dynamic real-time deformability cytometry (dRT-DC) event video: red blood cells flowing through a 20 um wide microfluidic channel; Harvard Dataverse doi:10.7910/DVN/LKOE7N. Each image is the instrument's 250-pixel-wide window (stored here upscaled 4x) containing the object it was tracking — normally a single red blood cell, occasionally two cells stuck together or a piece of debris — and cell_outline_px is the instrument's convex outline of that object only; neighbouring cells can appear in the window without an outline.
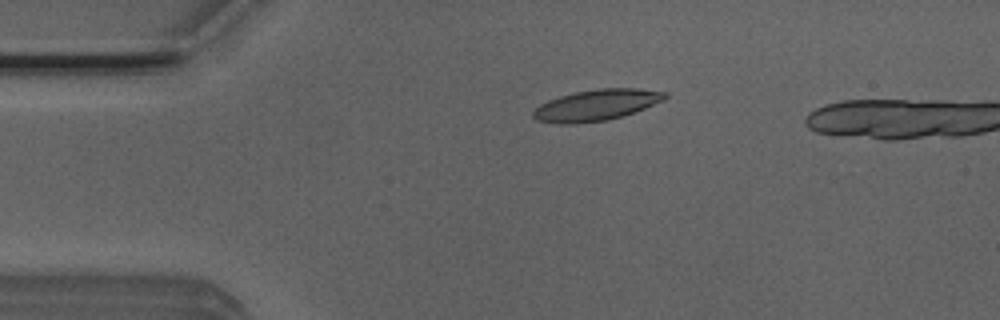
{"species": "Egyptian fruit bat (a non-hibernating species)", "species_latin": "Rousettus aegyptiacus", "temperature_condition": "room temperature", "stored_images_in_passage": 2, "camera_frame_rate_fps": 3000, "um_per_image_px": 0.085, "animal": {"sex": "male"}, "frame": {"image": 1, "passage_image": 1, "time_ms": 0.0, "image_size_px": [1000, 320], "cell_outline_px": [[668, 96], [664, 100], [624, 116], [608, 120], [572, 124], [556, 124], [536, 120], [532, 116], [532, 112], [540, 104], [548, 100], [560, 96], [576, 92], [596, 88], [636, 88], [668, 92]], "centroid_in_image_um": [50.69, 8.93], "position_along_channel_um": 34.3, "area_um2": 24.04}}